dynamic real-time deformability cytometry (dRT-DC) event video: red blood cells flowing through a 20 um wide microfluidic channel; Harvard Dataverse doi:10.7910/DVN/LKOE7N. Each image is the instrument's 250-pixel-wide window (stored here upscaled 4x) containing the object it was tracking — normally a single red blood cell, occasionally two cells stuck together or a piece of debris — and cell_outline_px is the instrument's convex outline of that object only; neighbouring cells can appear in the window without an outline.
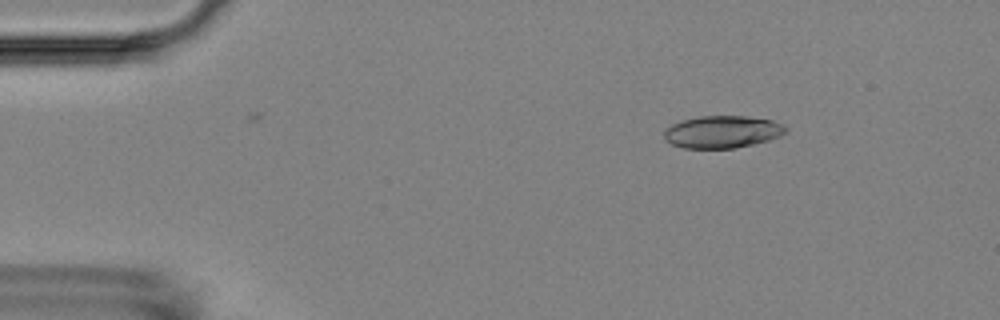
{"species": "Egyptian fruit bat (a non-hibernating species)", "species_latin": "Rousettus aegyptiacus", "temperature_condition": "room temperature", "stored_images_in_passage": 4, "camera_frame_rate_fps": 3000, "um_per_image_px": 0.085, "animal": {"sex": "female"}, "frame": {"image": 1, "passage_image": 2, "time_ms": 1.0, "image_size_px": [1000, 320], "cell_outline_px": [[788, 132], [780, 136], [768, 140], [736, 148], [684, 148], [672, 144], [664, 140], [664, 128], [680, 120], [700, 116], [748, 116], [772, 120], [784, 124], [788, 128]], "centroid_in_image_um": [61.4, 11.2], "position_along_channel_um": 23.6, "area_um2": 23.18}}